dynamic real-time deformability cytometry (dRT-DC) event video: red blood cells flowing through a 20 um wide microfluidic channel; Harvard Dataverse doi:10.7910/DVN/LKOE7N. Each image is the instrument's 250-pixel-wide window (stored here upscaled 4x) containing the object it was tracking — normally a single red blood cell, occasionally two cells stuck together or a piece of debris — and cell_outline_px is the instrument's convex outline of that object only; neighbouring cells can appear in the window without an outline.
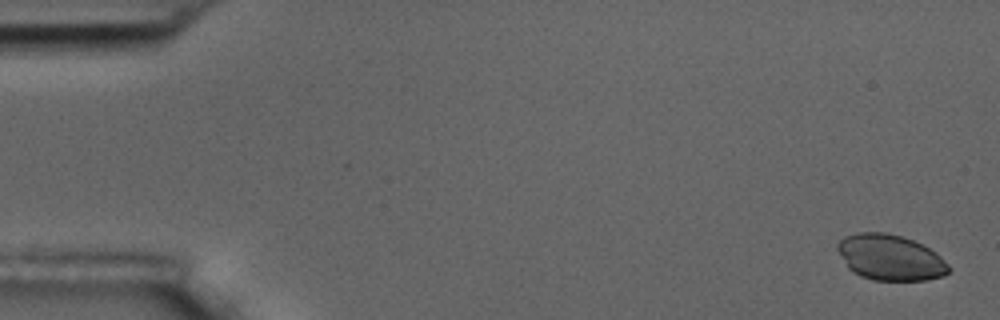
{"species": "common noctule bat (a hibernating species)", "species_latin": "Nyctalus noctula", "temperature_condition": "room temperature", "stored_images_in_passage": 5, "camera_frame_rate_fps": 3000, "um_per_image_px": 0.085, "animal": {"sex": "male", "body_mass_g": 17.5, "forearm_length_mm": 52.3}, "frame": {"image": 1, "passage_image": 1, "time_ms": 0.0, "image_size_px": [1000, 320], "cell_outline_px": [[952, 268], [944, 276], [924, 280], [872, 280], [860, 276], [852, 272], [848, 268], [836, 248], [836, 244], [844, 236], [856, 232], [888, 232], [912, 240], [936, 252]], "centroid_in_image_um": [75.65, 21.88], "position_along_channel_um": 9.4, "area_um2": 29.77}}